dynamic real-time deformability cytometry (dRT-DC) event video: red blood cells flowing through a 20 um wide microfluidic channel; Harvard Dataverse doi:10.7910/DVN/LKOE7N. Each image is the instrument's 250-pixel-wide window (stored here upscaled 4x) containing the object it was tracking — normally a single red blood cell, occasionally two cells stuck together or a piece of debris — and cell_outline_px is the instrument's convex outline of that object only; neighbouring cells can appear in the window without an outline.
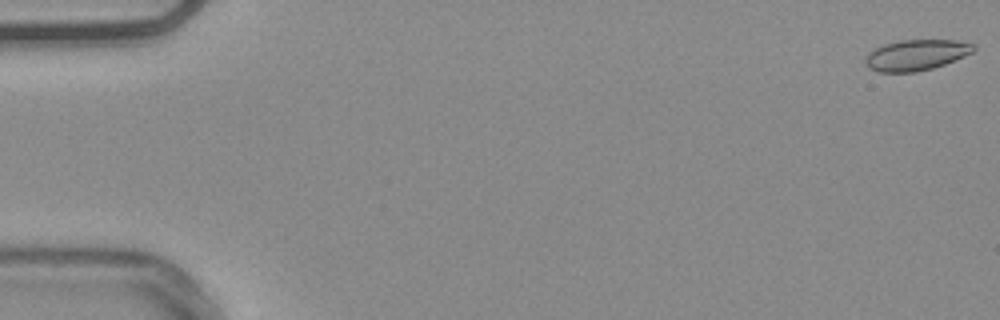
{"species": "common noctule bat (a hibernating species)", "species_latin": "Nyctalus noctula", "temperature_condition": "warm", "stored_images_in_passage": 8, "camera_frame_rate_fps": 3000, "um_per_image_px": 0.085, "animal": {"sex": "male", "body_mass_g": 20.4}, "frame": {"image": 1, "passage_image": 1, "time_ms": 0.0, "image_size_px": [1000, 320], "cell_outline_px": [[976, 48], [972, 52], [964, 56], [944, 64], [932, 68], [916, 72], [880, 72], [868, 68], [864, 64], [864, 56], [868, 52], [884, 44], [900, 40], [956, 40], [976, 44]], "centroid_in_image_um": [77.84, 4.67], "position_along_channel_um": 7.2, "area_um2": 19.54}}